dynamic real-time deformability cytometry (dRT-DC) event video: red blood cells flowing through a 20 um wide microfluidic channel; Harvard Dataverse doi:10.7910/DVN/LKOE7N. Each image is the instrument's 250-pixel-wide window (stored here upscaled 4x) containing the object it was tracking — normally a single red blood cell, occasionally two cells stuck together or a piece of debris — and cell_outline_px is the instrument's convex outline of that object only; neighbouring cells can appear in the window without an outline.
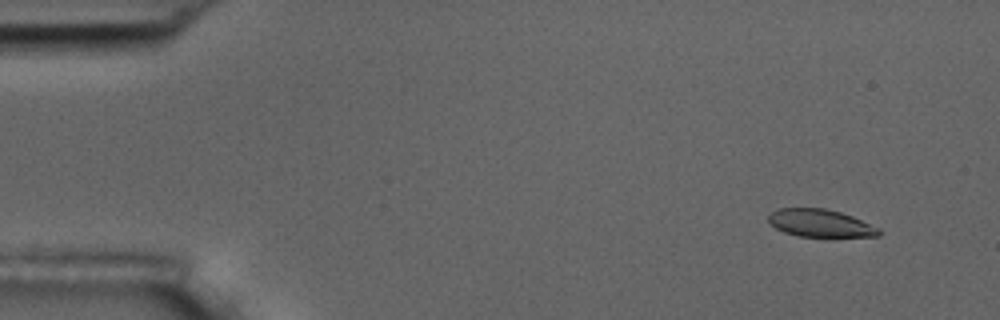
{"species": "common noctule bat (a hibernating species)", "species_latin": "Nyctalus noctula", "temperature_condition": "room temperature", "stored_images_in_passage": 5, "camera_frame_rate_fps": 3000, "um_per_image_px": 0.085, "animal": {"sex": "male", "body_mass_g": 17.5, "forearm_length_mm": 52.3}, "frame": {"image": 1, "passage_image": 1, "time_ms": 0.0, "image_size_px": [1000, 320], "cell_outline_px": [[880, 236], [832, 240], [796, 236], [784, 232], [776, 228], [768, 220], [768, 216], [776, 208], [824, 208], [840, 212], [852, 216], [880, 228]], "centroid_in_image_um": [69.8, 19.04], "position_along_channel_um": 15.2, "area_um2": 18.84}}
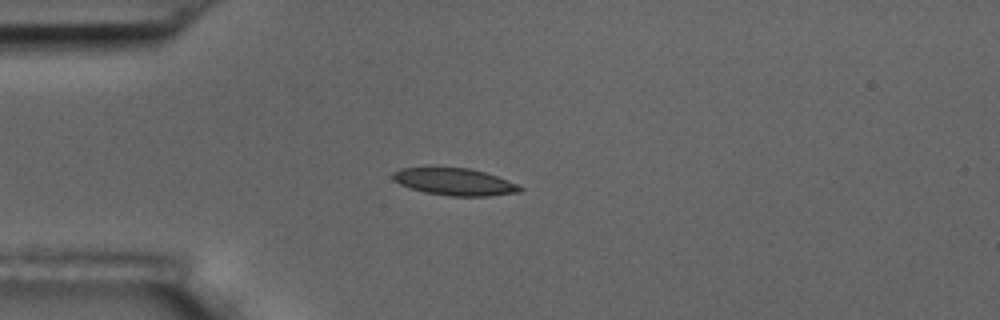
{"frame": {"image": 2, "passage_image": 4, "time_ms": 3.333, "image_size_px": [1000, 320], "cell_outline_px": [[524, 188], [520, 192], [488, 196], [448, 196], [424, 192], [400, 184], [392, 180], [392, 172], [400, 168], [468, 168], [484, 172], [496, 176], [516, 184]], "centroid_in_image_um": [38.62, 15.46], "position_along_channel_um": 46.4, "area_um2": 19.88}}